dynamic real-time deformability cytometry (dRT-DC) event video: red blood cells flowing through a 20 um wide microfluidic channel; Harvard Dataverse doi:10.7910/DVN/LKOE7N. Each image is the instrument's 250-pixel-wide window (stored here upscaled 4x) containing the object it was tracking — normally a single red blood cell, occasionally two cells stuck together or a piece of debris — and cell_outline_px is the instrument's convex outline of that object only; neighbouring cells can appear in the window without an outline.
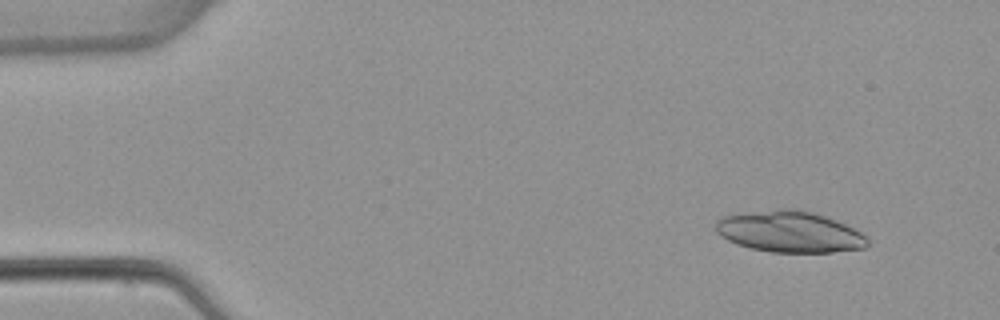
{"species": "common noctule bat (a hibernating species)", "species_latin": "Nyctalus noctula", "temperature_condition": "warm", "stored_images_in_passage": 3, "camera_frame_rate_fps": 3000, "um_per_image_px": 0.085, "animal": {"sex": "female", "body_mass_g": 22.7, "forearm_length_mm": 54.2}, "frame": {"image": 1, "passage_image": 2, "time_ms": 1.333, "image_size_px": [1000, 320], "cell_outline_px": [[868, 244], [864, 248], [832, 252], [772, 252], [752, 248], [736, 244], [728, 240], [716, 232], [716, 220], [724, 216], [780, 208], [796, 208], [812, 212], [836, 220], [860, 232], [868, 240]], "centroid_in_image_um": [67.11, 19.7], "position_along_channel_um": 17.9, "area_um2": 36.18}}